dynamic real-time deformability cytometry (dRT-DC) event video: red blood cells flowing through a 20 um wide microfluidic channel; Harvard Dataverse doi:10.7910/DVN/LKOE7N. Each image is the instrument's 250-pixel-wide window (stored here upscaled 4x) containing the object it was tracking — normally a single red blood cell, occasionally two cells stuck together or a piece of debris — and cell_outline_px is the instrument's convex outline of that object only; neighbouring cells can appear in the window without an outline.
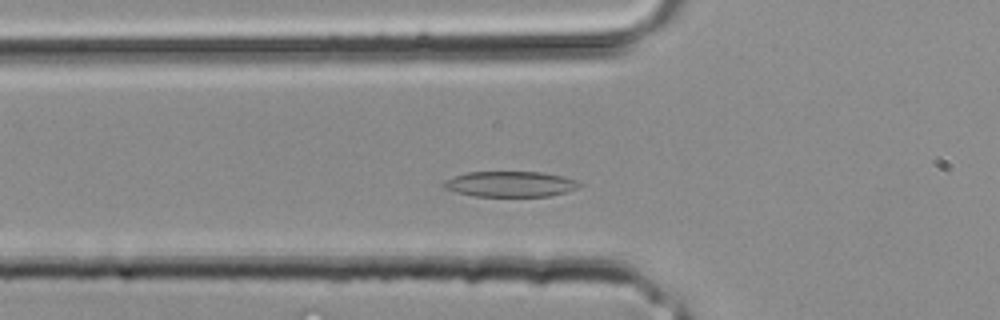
{"species": "common noctule bat (a hibernating species)", "species_latin": "Nyctalus noctula", "temperature_condition": "room temperature", "stored_images_in_passage": 31, "camera_frame_rate_fps": 3000, "um_per_image_px": 0.085, "animal": {"sex": "male", "body_mass_g": 20.4}, "frame": {"image": 1, "passage_image": 8, "time_ms": 2.333, "image_size_px": [1000, 320], "cell_outline_px": [[584, 184], [576, 188], [564, 192], [548, 196], [476, 196], [456, 192], [444, 188], [444, 180], [452, 176], [468, 172], [540, 172], [564, 176], [576, 180]], "centroid_in_image_um": [43.37, 15.64], "position_along_channel_um": 82.4, "area_um2": 20.11}}
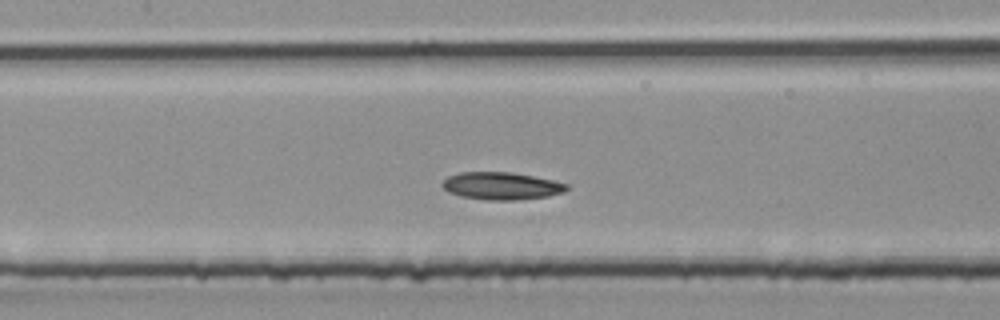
{"frame": {"image": 2, "passage_image": 12, "time_ms": 3.667, "image_size_px": [1000, 320], "cell_outline_px": [[568, 188], [564, 192], [548, 196], [516, 200], [488, 200], [460, 196], [448, 192], [440, 184], [448, 176], [460, 172], [512, 172], [552, 180], [568, 184]], "centroid_in_image_um": [42.6, 15.8], "position_along_channel_um": 164.8, "area_um2": 19.88}}
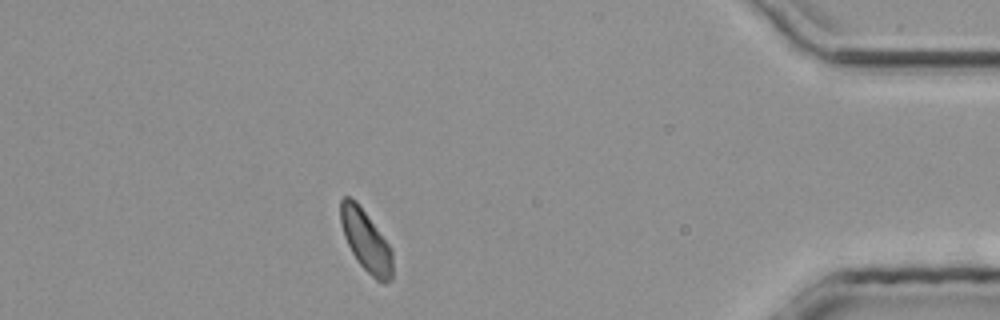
{"frame": {"image": 3, "passage_image": 26, "time_ms": 8.333, "image_size_px": [1000, 320], "cell_outline_px": [[392, 280], [384, 284], [376, 280], [356, 260], [344, 236], [340, 224], [340, 200], [344, 196], [348, 196], [356, 200], [392, 248]], "centroid_in_image_um": [31.1, 20.46], "position_along_channel_um": 404.1, "area_um2": 18.67}}